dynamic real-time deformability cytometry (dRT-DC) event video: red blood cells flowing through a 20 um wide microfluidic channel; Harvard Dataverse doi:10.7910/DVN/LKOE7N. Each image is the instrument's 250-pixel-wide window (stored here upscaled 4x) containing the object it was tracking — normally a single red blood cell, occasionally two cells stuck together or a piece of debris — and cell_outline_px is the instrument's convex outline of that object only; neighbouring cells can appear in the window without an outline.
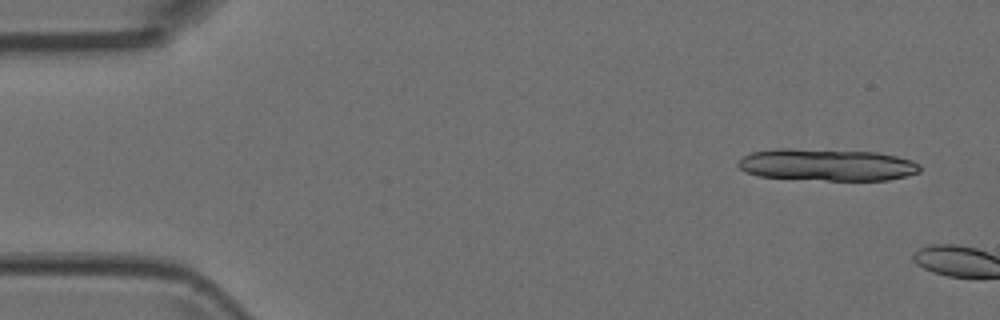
{"species": "Egyptian fruit bat (a non-hibernating species)", "species_latin": "Rousettus aegyptiacus", "temperature_condition": "room temperature", "stored_images_in_passage": 2, "camera_frame_rate_fps": 3000, "um_per_image_px": 0.085, "animal": {"sex": "female"}, "frame": {"image": 1, "passage_image": 1, "time_ms": 0.0, "image_size_px": [1000, 320], "cell_outline_px": [[920, 172], [888, 180], [828, 180], [760, 176], [744, 172], [736, 164], [736, 160], [752, 152], [776, 148], [788, 148], [876, 152], [896, 156], [912, 160], [920, 164]], "centroid_in_image_um": [70.26, 14.0], "position_along_channel_um": 14.7, "area_um2": 33.87}}